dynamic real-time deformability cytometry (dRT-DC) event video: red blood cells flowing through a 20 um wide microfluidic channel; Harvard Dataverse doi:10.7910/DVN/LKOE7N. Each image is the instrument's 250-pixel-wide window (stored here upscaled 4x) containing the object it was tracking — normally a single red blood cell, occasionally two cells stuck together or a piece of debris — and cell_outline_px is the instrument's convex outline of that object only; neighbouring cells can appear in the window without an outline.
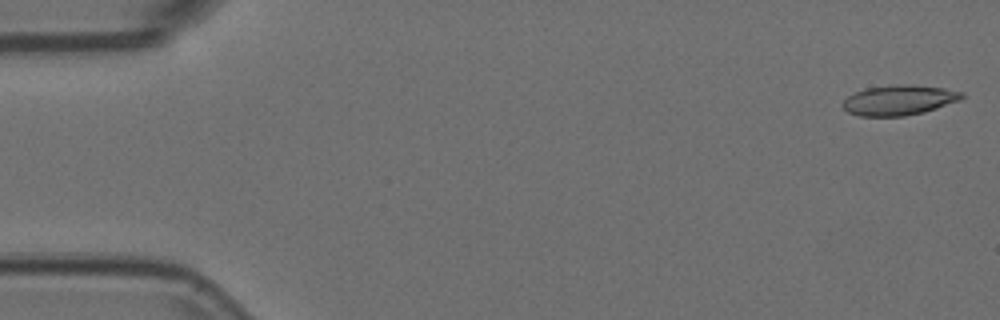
{"species": "Egyptian fruit bat (a non-hibernating species)", "species_latin": "Rousettus aegyptiacus", "temperature_condition": "room temperature", "stored_images_in_passage": 55, "camera_frame_rate_fps": 3000, "um_per_image_px": 0.085, "animal": {"sex": "female"}, "frame": {"image": 1, "passage_image": 1, "time_ms": 0.0, "image_size_px": [1000, 320], "cell_outline_px": [[964, 96], [960, 100], [924, 112], [904, 116], [860, 116], [848, 112], [840, 104], [848, 96], [864, 88], [888, 84], [912, 84], [944, 88], [964, 92]], "centroid_in_image_um": [76.41, 8.49], "position_along_channel_um": 8.6, "area_um2": 21.1}}
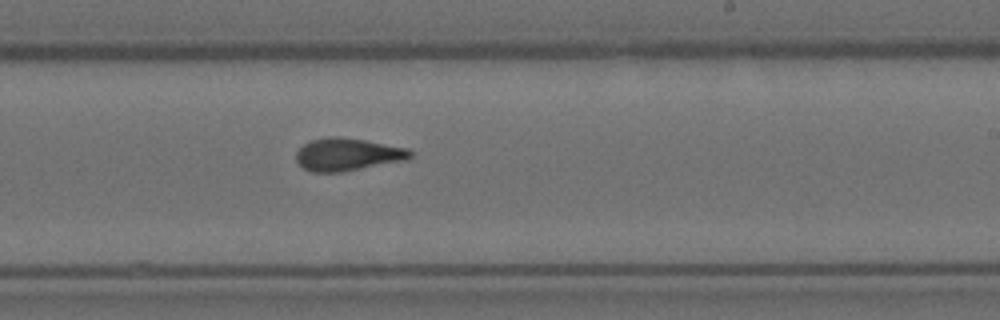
{"frame": {"image": 2, "passage_image": 32, "time_ms": 10.333, "image_size_px": [1000, 320], "cell_outline_px": [[412, 156], [408, 160], [340, 172], [312, 172], [304, 168], [296, 160], [296, 152], [308, 140], [328, 136], [336, 136], [364, 140], [408, 148], [412, 152]], "centroid_in_image_um": [29.54, 13.12], "position_along_channel_um": 259.5, "area_um2": 21.73}}
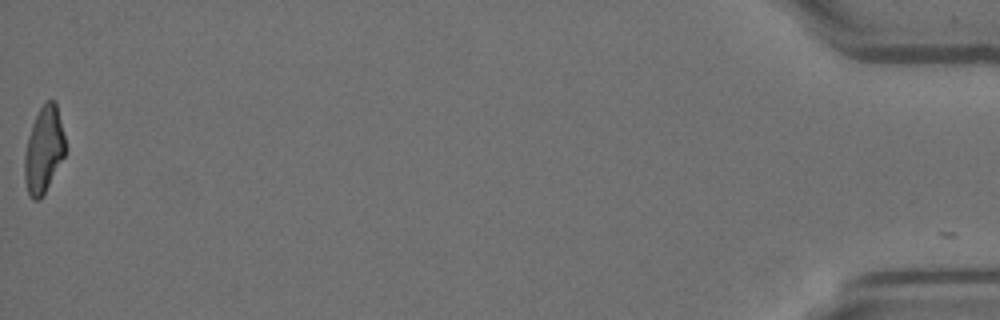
{"frame": {"image": 3, "passage_image": 54, "time_ms": 17.667, "image_size_px": [1000, 320], "cell_outline_px": [[64, 156], [40, 200], [32, 200], [28, 192], [24, 180], [24, 156], [28, 136], [32, 124], [40, 108], [48, 100], [56, 100], [64, 136]], "centroid_in_image_um": [3.7, 12.74], "position_along_channel_um": 431.5, "area_um2": 20.17}, "authors_computed_cell_mechanics": {"area_um2": 21.097, "velocity_mm_per_s": 3.7403, "shape_relaxation_time_tau1_ms": 8.3443, "shape_relaxation_time_tau2_ms": 1.5319, "deformation_change_tau1": 0.2558, "deformation_change_tau2": 0.0994}}